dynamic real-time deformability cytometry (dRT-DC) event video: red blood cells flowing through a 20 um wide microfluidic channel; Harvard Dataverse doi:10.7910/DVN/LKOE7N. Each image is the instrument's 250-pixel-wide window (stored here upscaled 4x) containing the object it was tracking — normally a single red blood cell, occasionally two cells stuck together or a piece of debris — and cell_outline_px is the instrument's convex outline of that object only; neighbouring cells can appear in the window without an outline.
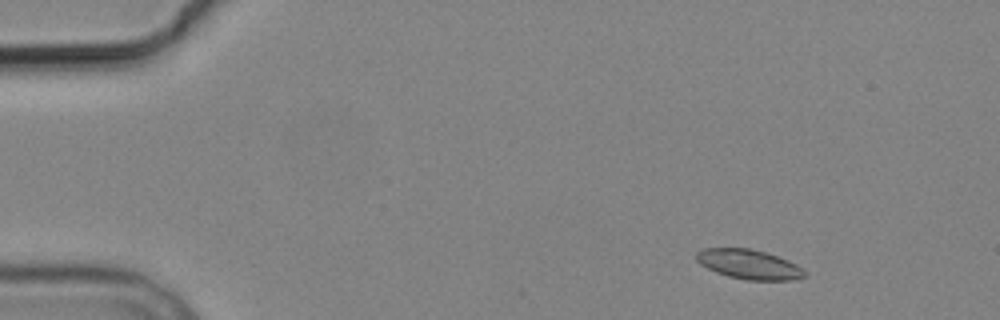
{"species": "common noctule bat (a hibernating species)", "species_latin": "Nyctalus noctula", "temperature_condition": "cold", "stored_images_in_passage": 4, "camera_frame_rate_fps": 3000, "um_per_image_px": 0.085, "animal": {"sex": "male", "body_mass_g": 19.2, "forearm_length_mm": 51.8}, "frame": {"image": 1, "passage_image": 1, "time_ms": 0.0, "image_size_px": [1000, 320], "cell_outline_px": [[808, 276], [792, 280], [748, 280], [728, 276], [716, 272], [700, 264], [696, 260], [696, 252], [704, 248], [748, 248], [764, 252], [788, 260], [796, 264], [808, 272]], "centroid_in_image_um": [63.68, 22.47], "position_along_channel_um": 21.3, "area_um2": 18.67}}
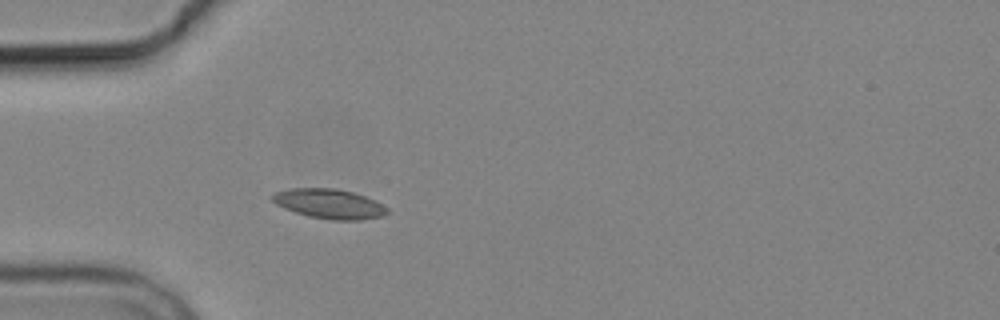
{"frame": {"image": 2, "passage_image": 4, "time_ms": 3.333, "image_size_px": [1000, 320], "cell_outline_px": [[388, 212], [384, 216], [360, 220], [332, 220], [308, 216], [284, 208], [276, 204], [272, 200], [272, 196], [276, 192], [288, 188], [336, 188], [352, 192], [376, 200], [388, 208]], "centroid_in_image_um": [28.01, 17.32], "position_along_channel_um": 57.0, "area_um2": 19.88}}